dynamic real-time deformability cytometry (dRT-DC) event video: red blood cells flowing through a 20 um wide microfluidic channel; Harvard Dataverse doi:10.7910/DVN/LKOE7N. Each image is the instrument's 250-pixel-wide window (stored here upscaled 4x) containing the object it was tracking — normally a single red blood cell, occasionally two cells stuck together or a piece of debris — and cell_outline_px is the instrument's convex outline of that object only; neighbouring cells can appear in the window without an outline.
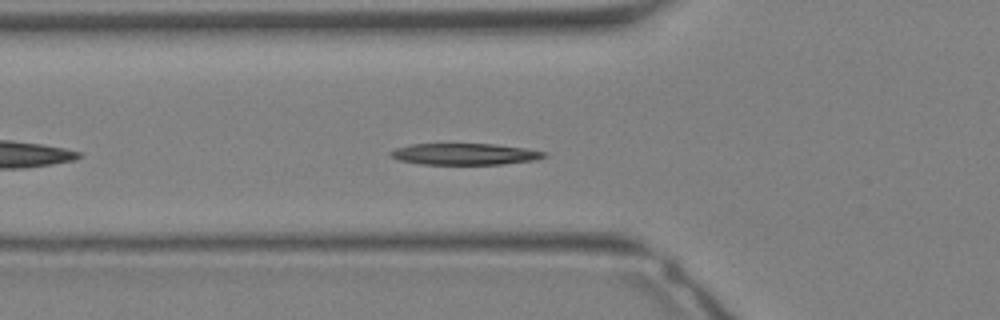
{"species": "Egyptian fruit bat (a non-hibernating species)", "species_latin": "Rousettus aegyptiacus", "temperature_condition": "warm", "stored_images_in_passage": 21, "camera_frame_rate_fps": 3000, "um_per_image_px": 0.085, "animal": {"sex": "female"}, "frame": {"image": 1, "passage_image": 4, "time_ms": 1.0, "image_size_px": [1000, 320], "cell_outline_px": [[548, 156], [536, 160], [504, 164], [424, 164], [400, 160], [392, 156], [388, 152], [396, 148], [412, 144], [492, 144], [528, 148], [548, 152]], "centroid_in_image_um": [39.6, 13.09], "position_along_channel_um": 86.2, "area_um2": 19.19}}
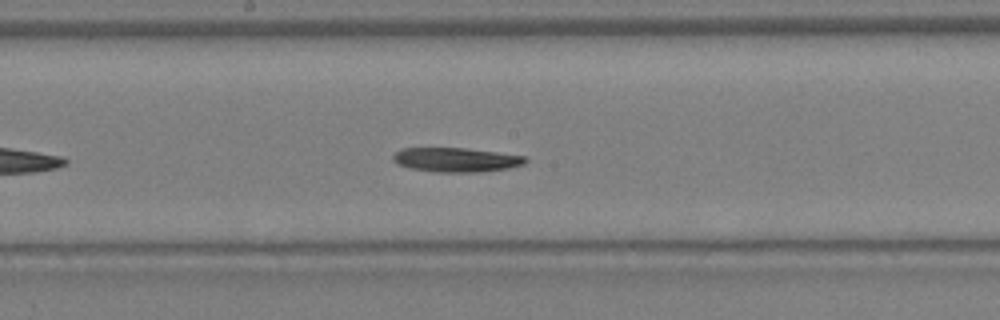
{"frame": {"image": 2, "passage_image": 10, "time_ms": 3.0, "image_size_px": [1000, 320], "cell_outline_px": [[528, 160], [524, 164], [508, 168], [476, 172], [436, 172], [412, 168], [396, 164], [392, 160], [392, 156], [400, 148], [464, 148], [528, 156]], "centroid_in_image_um": [38.76, 13.57], "position_along_channel_um": 209.4, "area_um2": 18.73}}
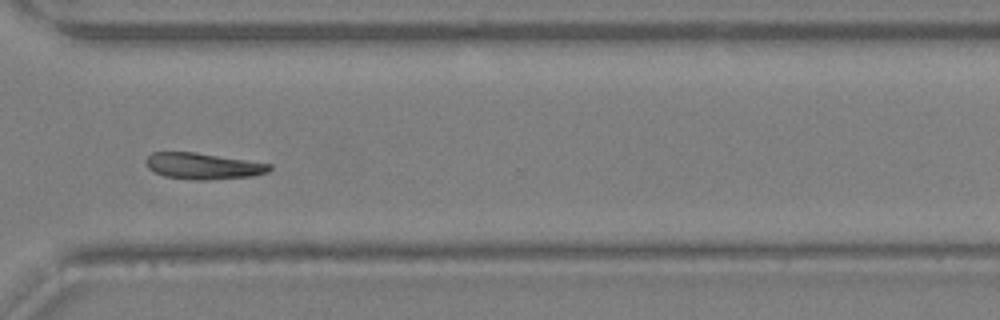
{"frame": {"image": 3, "passage_image": 17, "time_ms": 5.333, "image_size_px": [1000, 320], "cell_outline_px": [[272, 168], [268, 172], [252, 176], [208, 180], [196, 180], [164, 176], [148, 168], [144, 160], [152, 152], [196, 152], [272, 164]], "centroid_in_image_um": [17.26, 14.11], "position_along_channel_um": 353.3, "area_um2": 18.9}}